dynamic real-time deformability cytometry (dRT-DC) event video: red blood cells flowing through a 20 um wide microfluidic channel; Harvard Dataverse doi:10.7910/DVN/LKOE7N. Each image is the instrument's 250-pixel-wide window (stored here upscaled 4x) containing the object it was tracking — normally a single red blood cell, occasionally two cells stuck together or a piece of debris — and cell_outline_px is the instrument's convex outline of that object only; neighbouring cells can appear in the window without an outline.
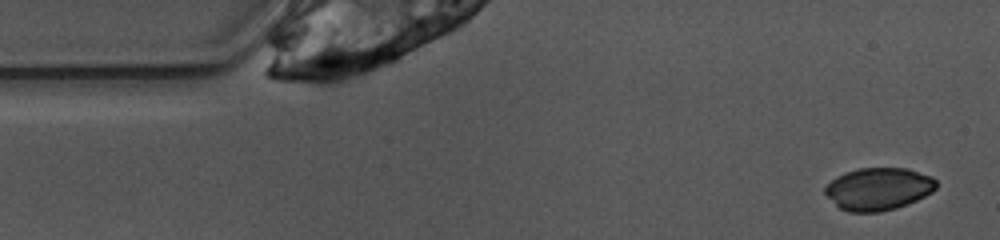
{"species": "common noctule bat (a hibernating species)", "species_latin": "Nyctalus noctula", "temperature_condition": "warm", "stored_images_in_passage": 5, "camera_frame_rate_fps": 3000, "um_per_image_px": 0.085, "animal": {"sex": "female", "body_mass_g": 10.0, "forearm_length_mm": 53.1}, "frame": {"image": 1, "passage_image": 2, "time_ms": 0.333, "image_size_px": [1000, 240], "cell_outline_px": [[936, 188], [932, 192], [916, 200], [896, 208], [880, 212], [848, 212], [840, 208], [824, 192], [824, 188], [832, 180], [844, 172], [860, 168], [908, 168], [932, 176], [936, 180]], "centroid_in_image_um": [74.68, 16.05], "position_along_channel_um": 10.3, "area_um2": 27.4}}